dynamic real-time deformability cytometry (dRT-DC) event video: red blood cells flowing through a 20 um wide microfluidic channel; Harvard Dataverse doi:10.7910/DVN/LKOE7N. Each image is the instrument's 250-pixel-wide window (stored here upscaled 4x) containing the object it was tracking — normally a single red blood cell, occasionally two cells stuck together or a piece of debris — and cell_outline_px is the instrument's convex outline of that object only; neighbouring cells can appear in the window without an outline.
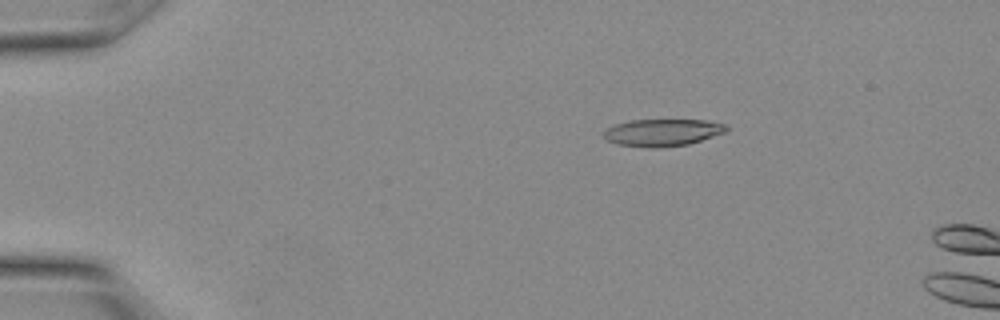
{"species": "Egyptian fruit bat (a non-hibernating species)", "species_latin": "Rousettus aegyptiacus", "temperature_condition": "warm", "stored_images_in_passage": 8, "camera_frame_rate_fps": 3000, "um_per_image_px": 0.085, "animal": {"sex": "female"}, "frame": {"image": 1, "passage_image": 6, "time_ms": 1.667, "image_size_px": [1000, 320], "cell_outline_px": [[728, 128], [724, 132], [688, 144], [620, 144], [608, 140], [604, 136], [604, 132], [608, 128], [616, 124], [632, 120], [704, 120], [724, 124]], "centroid_in_image_um": [56.35, 11.19], "position_along_channel_um": 28.7, "area_um2": 17.86}}